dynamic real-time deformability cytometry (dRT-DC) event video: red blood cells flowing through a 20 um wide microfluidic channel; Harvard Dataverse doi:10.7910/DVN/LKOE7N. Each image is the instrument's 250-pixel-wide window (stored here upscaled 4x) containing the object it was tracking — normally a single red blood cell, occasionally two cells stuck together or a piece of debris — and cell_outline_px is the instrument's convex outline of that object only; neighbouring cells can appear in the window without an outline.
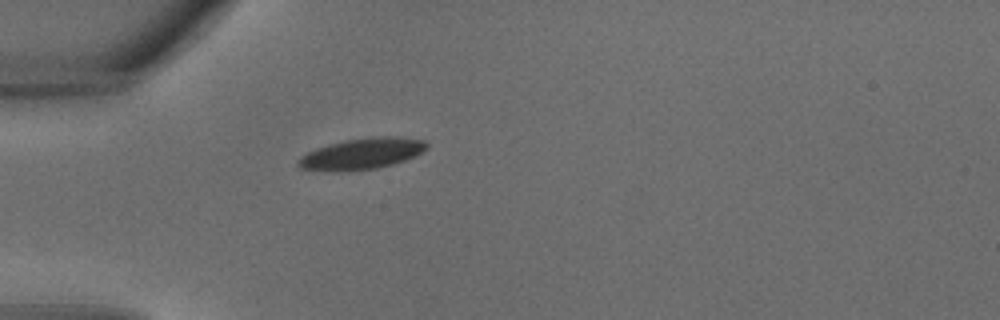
{"species": "common noctule bat (a hibernating species)", "species_latin": "Nyctalus noctula", "temperature_condition": "warm", "stored_images_in_passage": 25, "camera_frame_rate_fps": 3000, "um_per_image_px": 0.085, "animal": {"sex": "male", "body_mass_g": 18.8}, "frame": {"image": 1, "passage_image": 1, "time_ms": 0.0, "image_size_px": [1000, 320], "cell_outline_px": [[428, 148], [416, 156], [392, 164], [376, 168], [336, 172], [324, 172], [300, 168], [296, 164], [296, 160], [300, 156], [316, 148], [328, 144], [344, 140], [380, 136], [396, 136], [424, 140], [428, 144]], "centroid_in_image_um": [30.72, 13.07], "position_along_channel_um": 54.3, "area_um2": 23.58}}
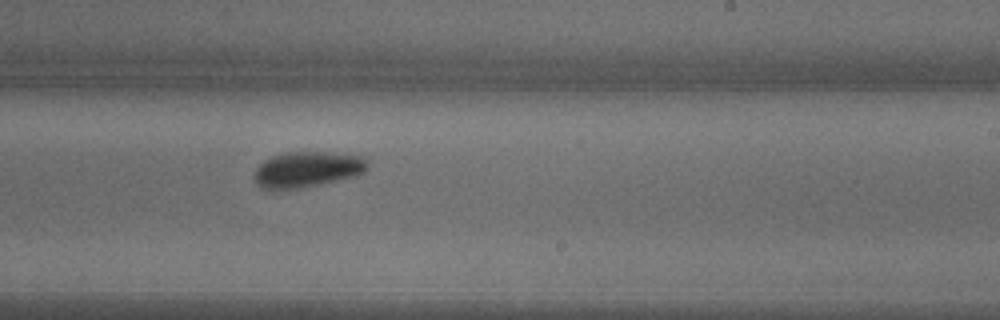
{"frame": {"image": 2, "passage_image": 12, "time_ms": 3.667, "image_size_px": [1000, 320], "cell_outline_px": [[368, 168], [364, 172], [356, 176], [320, 184], [300, 188], [260, 188], [256, 184], [256, 168], [264, 160], [272, 156], [288, 152], [328, 152], [364, 156], [368, 164]], "centroid_in_image_um": [26.16, 14.38], "position_along_channel_um": 262.8, "area_um2": 23.35}}
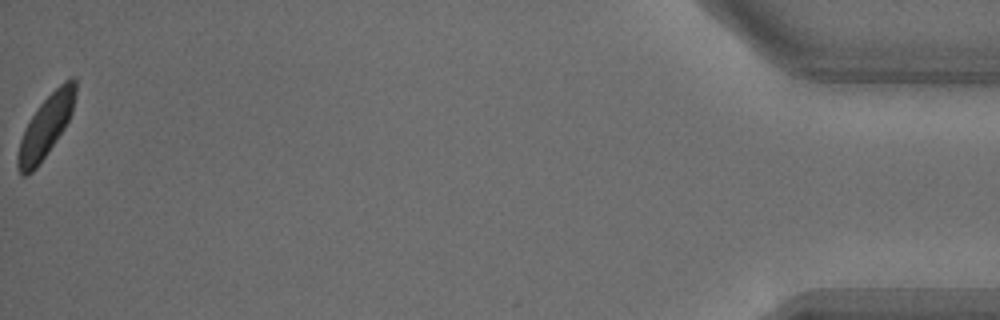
{"frame": {"image": 3, "passage_image": 25, "time_ms": 8.0, "image_size_px": [1000, 320], "cell_outline_px": [[76, 96], [72, 112], [64, 128], [36, 168], [28, 176], [20, 176], [16, 164], [16, 156], [20, 140], [24, 128], [36, 108], [64, 80], [72, 76], [76, 80]], "centroid_in_image_um": [3.87, 10.75], "position_along_channel_um": 431.3, "area_um2": 20.75}}